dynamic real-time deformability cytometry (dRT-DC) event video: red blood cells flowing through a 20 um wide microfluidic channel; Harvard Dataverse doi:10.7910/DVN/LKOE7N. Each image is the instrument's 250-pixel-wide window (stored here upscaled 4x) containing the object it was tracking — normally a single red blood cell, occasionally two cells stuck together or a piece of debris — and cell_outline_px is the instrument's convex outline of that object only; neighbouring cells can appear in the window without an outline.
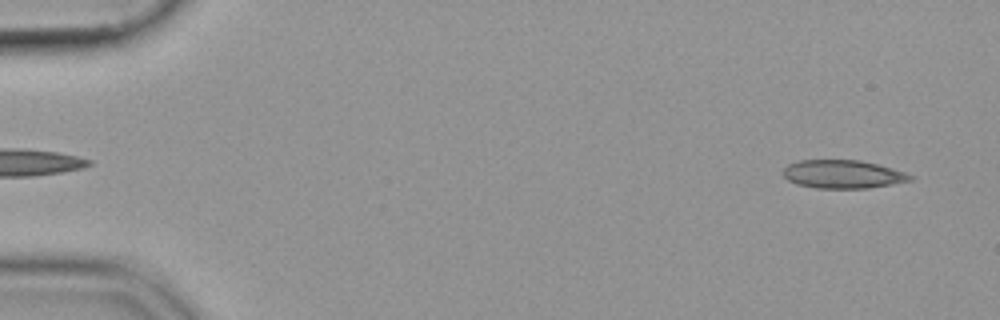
{"species": "common noctule bat (a hibernating species)", "species_latin": "Nyctalus noctula", "temperature_condition": "cold", "stored_images_in_passage": 52, "camera_frame_rate_fps": 3000, "um_per_image_px": 0.085, "animal": {"sex": "female", "body_mass_g": 19.9}, "frame": {"image": 1, "passage_image": 2, "time_ms": 0.333, "image_size_px": [1000, 320], "cell_outline_px": [[916, 176], [912, 180], [892, 184], [868, 188], [816, 188], [796, 184], [788, 180], [780, 172], [788, 164], [800, 160], [860, 160], [876, 164], [904, 172]], "centroid_in_image_um": [71.61, 14.81], "position_along_channel_um": 13.4, "area_um2": 20.98}}
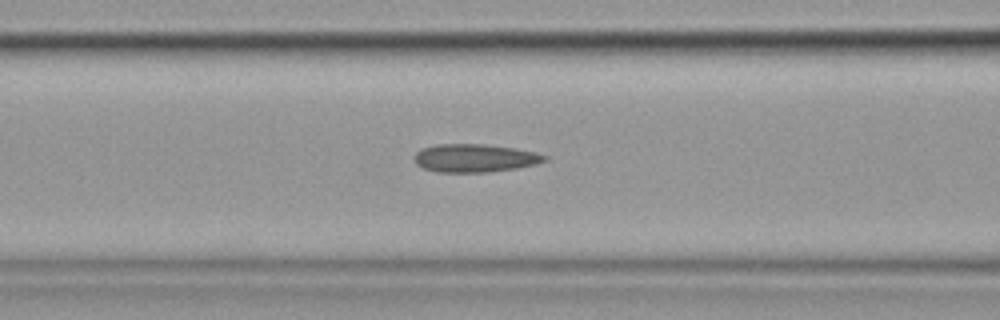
{"frame": {"image": 2, "passage_image": 21, "time_ms": 6.667, "image_size_px": [1000, 320], "cell_outline_px": [[548, 160], [536, 164], [516, 168], [488, 172], [436, 172], [424, 168], [416, 164], [412, 156], [420, 148], [436, 144], [484, 144], [516, 148], [536, 152], [548, 156]], "centroid_in_image_um": [40.34, 13.43], "position_along_channel_um": 126.3, "area_um2": 21.62}}
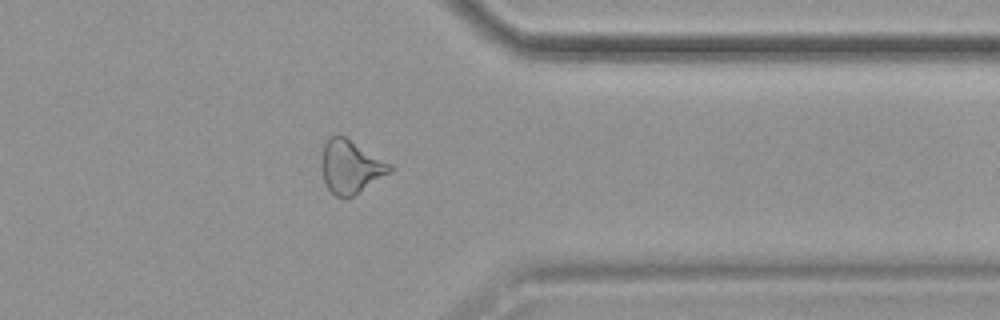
{"frame": {"image": 3, "passage_image": 42, "time_ms": 13.667, "image_size_px": [1000, 320], "cell_outline_px": [[396, 168], [352, 196], [344, 200], [336, 196], [328, 188], [324, 180], [320, 168], [320, 160], [324, 144], [328, 136], [340, 132], [392, 164]], "centroid_in_image_um": [29.77, 14.12], "position_along_channel_um": 381.6, "area_um2": 21.73}}